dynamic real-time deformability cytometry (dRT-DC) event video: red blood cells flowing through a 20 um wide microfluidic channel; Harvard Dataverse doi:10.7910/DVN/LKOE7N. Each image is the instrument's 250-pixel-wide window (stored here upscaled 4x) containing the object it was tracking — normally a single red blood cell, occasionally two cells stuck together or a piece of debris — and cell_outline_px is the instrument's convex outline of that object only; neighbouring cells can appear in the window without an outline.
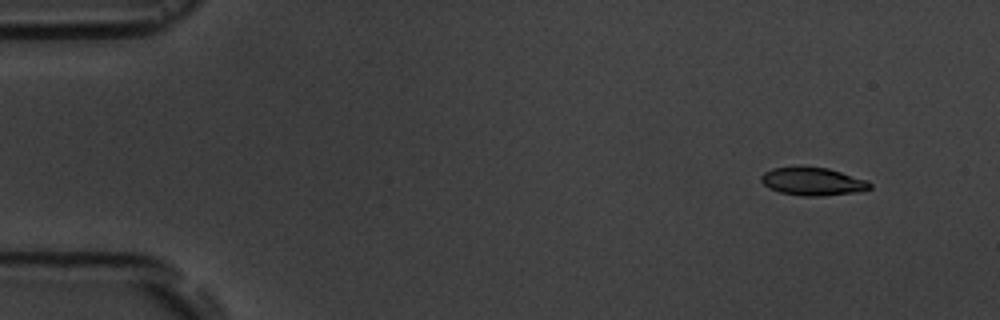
{"species": "common noctule bat (a hibernating species)", "species_latin": "Nyctalus noctula", "temperature_condition": "room temperature", "stored_images_in_passage": 5, "camera_frame_rate_fps": 3000, "um_per_image_px": 0.085, "animal": {"sex": "male", "body_mass_g": 19.5, "forearm_length_mm": 54.6}, "frame": {"image": 1, "passage_image": 2, "time_ms": 1.0, "image_size_px": [1000, 320], "cell_outline_px": [[872, 188], [860, 192], [820, 196], [800, 196], [780, 192], [768, 188], [760, 180], [760, 176], [764, 172], [772, 168], [828, 168], [868, 180], [872, 184]], "centroid_in_image_um": [69.11, 15.45], "position_along_channel_um": 15.9, "area_um2": 17.63}}
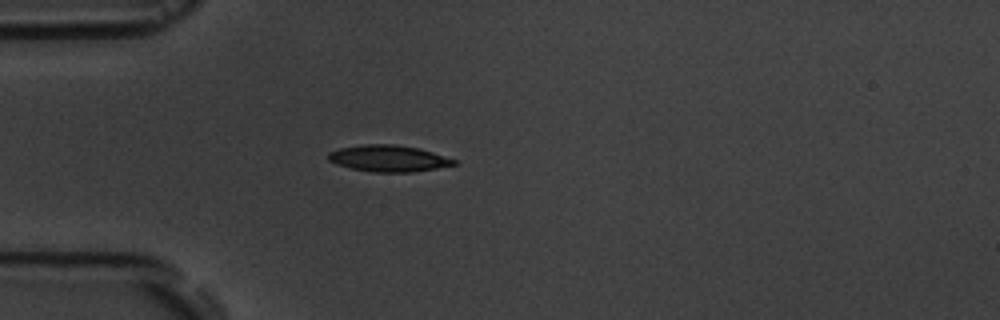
{"frame": {"image": 2, "passage_image": 5, "time_ms": 4.667, "image_size_px": [1000, 320], "cell_outline_px": [[456, 164], [436, 168], [412, 172], [372, 172], [352, 168], [336, 164], [328, 160], [328, 152], [340, 148], [364, 144], [396, 144], [420, 148], [456, 160]], "centroid_in_image_um": [33.0, 13.46], "position_along_channel_um": 52.0, "area_um2": 19.31}}